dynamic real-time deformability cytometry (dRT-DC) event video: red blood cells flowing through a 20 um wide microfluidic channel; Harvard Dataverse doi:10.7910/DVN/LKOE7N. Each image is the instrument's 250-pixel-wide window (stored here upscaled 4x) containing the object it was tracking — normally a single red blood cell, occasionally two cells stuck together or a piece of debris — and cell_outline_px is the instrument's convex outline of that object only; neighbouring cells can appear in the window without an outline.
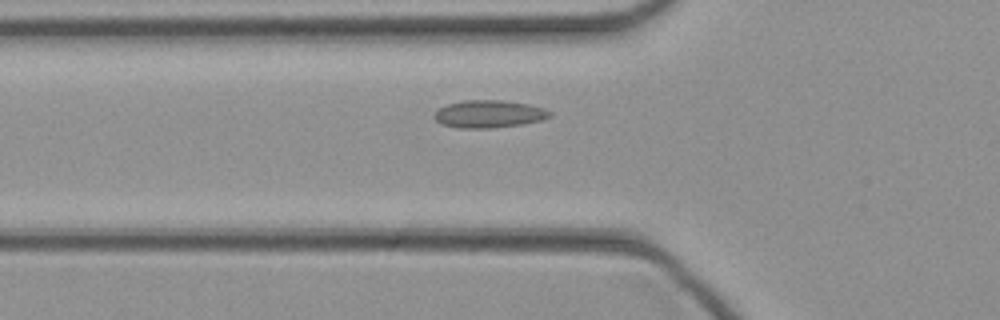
{"species": "common noctule bat (a hibernating species)", "species_latin": "Nyctalus noctula", "temperature_condition": "cold", "stored_images_in_passage": 36, "camera_frame_rate_fps": 3000, "um_per_image_px": 0.085, "animal": {"sex": "female", "body_mass_g": 21.9}, "frame": {"image": 1, "passage_image": 10, "time_ms": 3.0, "image_size_px": [1000, 320], "cell_outline_px": [[552, 116], [544, 120], [524, 124], [488, 128], [456, 128], [440, 124], [432, 116], [440, 108], [448, 104], [464, 100], [504, 100], [528, 104], [544, 108], [552, 112]], "centroid_in_image_um": [41.58, 9.69], "position_along_channel_um": 84.2, "area_um2": 18.73}}
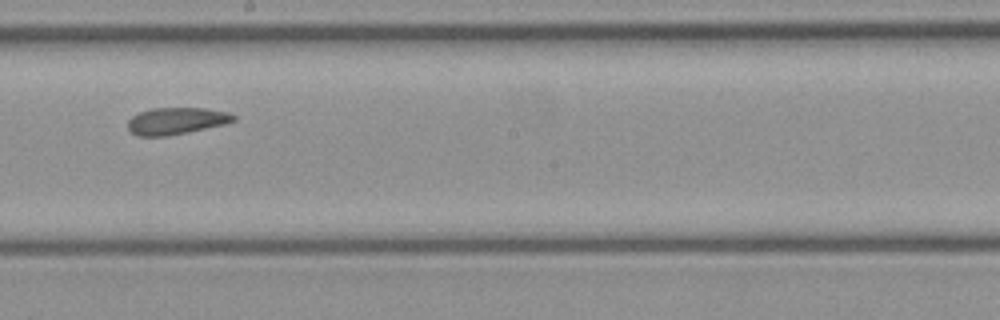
{"frame": {"image": 2, "passage_image": 20, "time_ms": 6.333, "image_size_px": [1000, 320], "cell_outline_px": [[236, 120], [224, 124], [188, 132], [168, 136], [136, 136], [128, 132], [128, 120], [132, 116], [140, 112], [152, 108], [204, 108], [228, 112], [236, 116]], "centroid_in_image_um": [14.95, 10.28], "position_along_channel_um": 233.2, "area_um2": 16.65}}
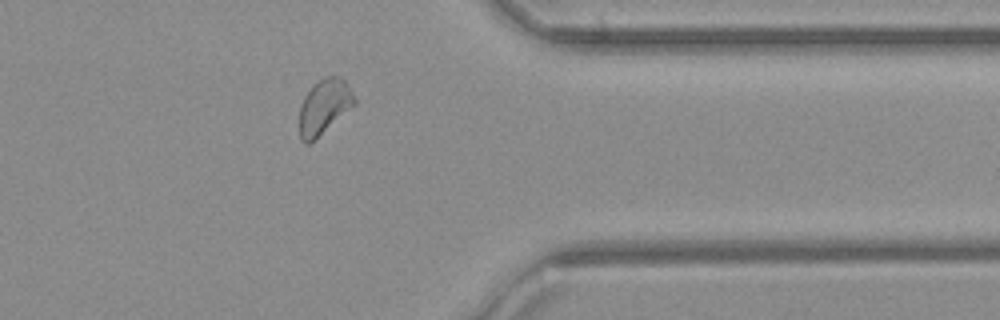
{"frame": {"image": 3, "passage_image": 31, "time_ms": 10.0, "image_size_px": [1000, 320], "cell_outline_px": [[356, 104], [308, 144], [304, 144], [300, 140], [300, 104], [304, 96], [312, 84], [324, 76], [336, 76], [344, 80], [352, 92], [356, 100]], "centroid_in_image_um": [27.53, 9.04], "position_along_channel_um": 383.9, "area_um2": 17.4}}